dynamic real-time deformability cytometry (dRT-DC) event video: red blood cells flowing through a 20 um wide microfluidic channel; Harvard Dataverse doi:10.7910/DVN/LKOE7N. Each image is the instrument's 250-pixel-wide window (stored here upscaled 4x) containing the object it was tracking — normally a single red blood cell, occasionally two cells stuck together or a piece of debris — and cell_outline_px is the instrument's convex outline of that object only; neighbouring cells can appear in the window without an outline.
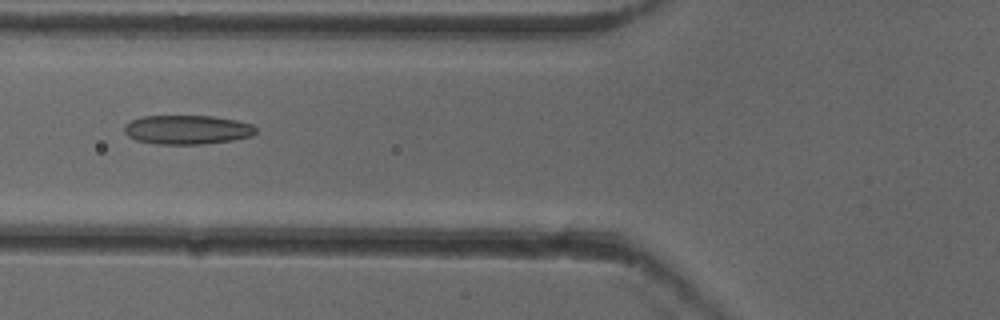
{"species": "common noctule bat (a hibernating species)", "species_latin": "Nyctalus noctula", "temperature_condition": "cold", "stored_images_in_passage": 51, "camera_frame_rate_fps": 3000, "um_per_image_px": 0.085, "animal": {"sex": "female"}, "frame": {"image": 1, "passage_image": 19, "time_ms": 6.0, "image_size_px": [1000, 320], "cell_outline_px": [[256, 132], [252, 136], [232, 140], [204, 144], [156, 144], [136, 140], [128, 136], [124, 132], [124, 124], [140, 116], [212, 116], [236, 120], [252, 124], [256, 128]], "centroid_in_image_um": [15.9, 11.02], "position_along_channel_um": 109.9, "area_um2": 22.43}}
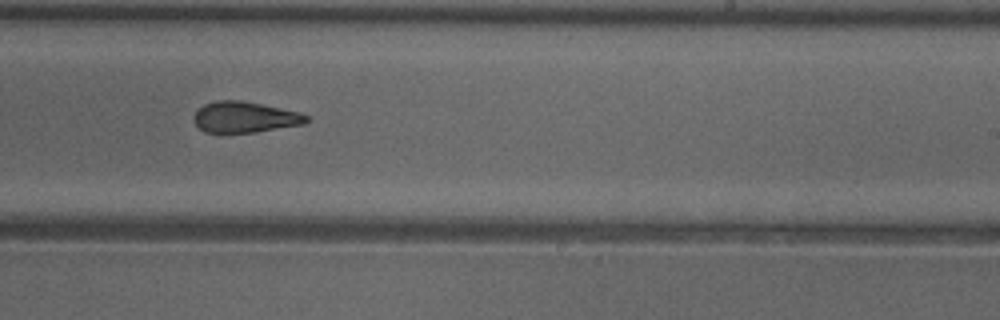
{"frame": {"image": 2, "passage_image": 31, "time_ms": 10.0, "image_size_px": [1000, 320], "cell_outline_px": [[308, 120], [304, 124], [256, 132], [220, 136], [204, 132], [192, 120], [192, 116], [204, 104], [216, 100], [240, 100], [300, 112], [308, 116]], "centroid_in_image_um": [20.73, 10.0], "position_along_channel_um": 268.3, "area_um2": 20.92}}
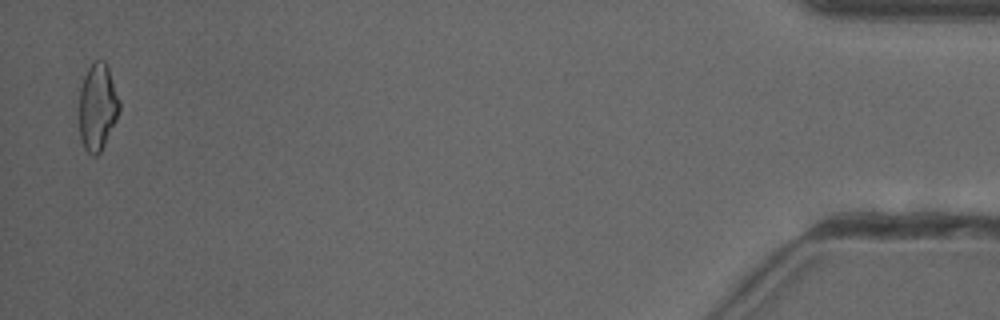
{"frame": {"image": 3, "passage_image": 50, "time_ms": 16.333, "image_size_px": [1000, 320], "cell_outline_px": [[120, 112], [100, 152], [96, 156], [92, 156], [84, 148], [80, 140], [80, 88], [84, 76], [92, 60], [104, 60], [108, 68], [120, 100]], "centroid_in_image_um": [8.29, 9.08], "position_along_channel_um": 426.9, "area_um2": 20.35}, "authors_computed_cell_mechanics": {"area_um2": 21.4438, "velocity_mm_per_s": 3.9532, "shape_relaxation_time_tau1_ms": null, "shape_relaxation_time_tau2_ms": 2.1635, "deformation_change_tau1": null, "deformation_change_tau2": 0.0991}}